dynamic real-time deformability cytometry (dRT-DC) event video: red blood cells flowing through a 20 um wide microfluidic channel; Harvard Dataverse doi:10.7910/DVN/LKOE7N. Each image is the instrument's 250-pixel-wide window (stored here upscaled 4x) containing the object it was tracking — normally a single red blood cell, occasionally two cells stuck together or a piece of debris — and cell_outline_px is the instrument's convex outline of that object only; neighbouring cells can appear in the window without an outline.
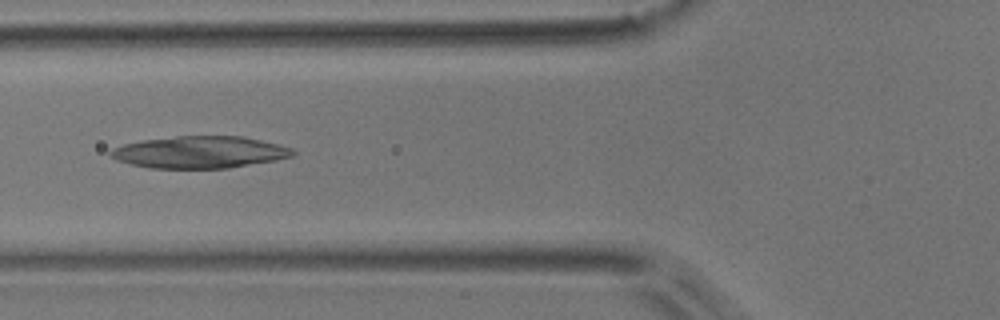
{"species": "common noctule bat (a hibernating species)", "species_latin": "Nyctalus noctula", "temperature_condition": "room temperature", "stored_images_in_passage": 6, "camera_frame_rate_fps": 3000, "um_per_image_px": 0.085, "animal": {"sex": "male", "body_mass_g": 17.9}, "frame": {"image": 1, "passage_image": 6, "time_ms": 1.667, "image_size_px": [1000, 320], "cell_outline_px": [[296, 156], [276, 160], [228, 168], [148, 168], [116, 160], [108, 156], [108, 152], [112, 148], [124, 144], [144, 140], [176, 136], [244, 136], [292, 148], [296, 152]], "centroid_in_image_um": [16.97, 12.94], "position_along_channel_um": 108.8, "area_um2": 34.04}}